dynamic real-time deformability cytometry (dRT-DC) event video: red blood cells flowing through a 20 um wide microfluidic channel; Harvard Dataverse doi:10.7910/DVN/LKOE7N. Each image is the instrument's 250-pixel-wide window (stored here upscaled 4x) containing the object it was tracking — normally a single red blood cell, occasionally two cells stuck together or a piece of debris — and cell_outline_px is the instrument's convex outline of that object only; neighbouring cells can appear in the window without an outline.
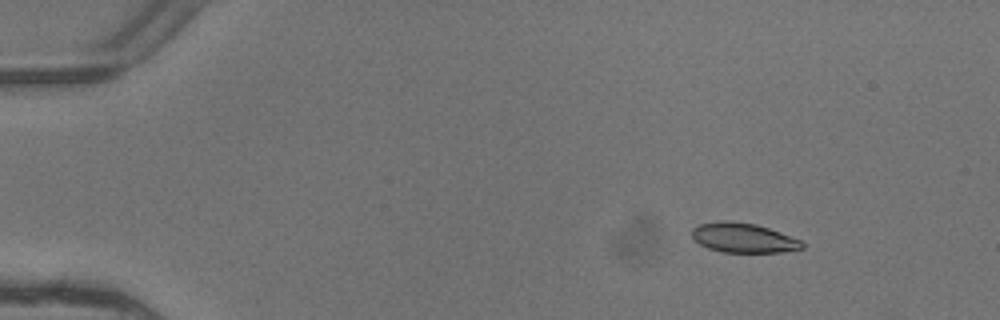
{"species": "common noctule bat (a hibernating species)", "species_latin": "Nyctalus noctula", "temperature_condition": "warm", "stored_images_in_passage": 5, "camera_frame_rate_fps": 3000, "um_per_image_px": 0.085, "animal": {"sex": "female"}, "frame": {"image": 1, "passage_image": 2, "time_ms": 0.333, "image_size_px": [1000, 320], "cell_outline_px": [[804, 248], [784, 252], [724, 252], [708, 248], [700, 244], [692, 236], [692, 228], [700, 224], [720, 220], [732, 220], [756, 224], [780, 232], [800, 240], [804, 244]], "centroid_in_image_um": [63.19, 20.2], "position_along_channel_um": 21.8, "area_um2": 19.02}}
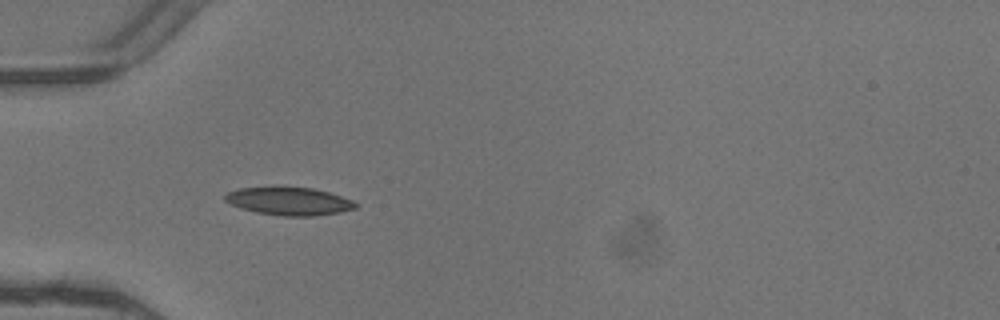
{"frame": {"image": 2, "passage_image": 4, "time_ms": 1.0, "image_size_px": [1000, 320], "cell_outline_px": [[356, 208], [340, 212], [312, 216], [284, 216], [256, 212], [240, 208], [224, 200], [224, 196], [228, 192], [240, 188], [280, 184], [312, 188], [328, 192], [352, 200], [356, 204]], "centroid_in_image_um": [24.52, 17.06], "position_along_channel_um": 60.5, "area_um2": 21.79}}
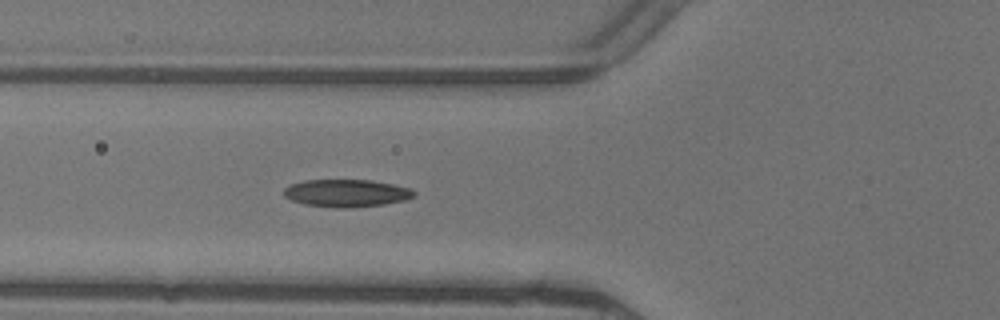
{"frame": {"image": 3, "passage_image": 5, "time_ms": 1.333, "image_size_px": [1000, 320], "cell_outline_px": [[416, 196], [404, 200], [384, 204], [344, 208], [340, 208], [304, 204], [292, 200], [284, 196], [284, 188], [292, 184], [304, 180], [372, 180], [412, 188], [416, 192]], "centroid_in_image_um": [29.48, 16.41], "position_along_channel_um": 96.3, "area_um2": 20.81}}